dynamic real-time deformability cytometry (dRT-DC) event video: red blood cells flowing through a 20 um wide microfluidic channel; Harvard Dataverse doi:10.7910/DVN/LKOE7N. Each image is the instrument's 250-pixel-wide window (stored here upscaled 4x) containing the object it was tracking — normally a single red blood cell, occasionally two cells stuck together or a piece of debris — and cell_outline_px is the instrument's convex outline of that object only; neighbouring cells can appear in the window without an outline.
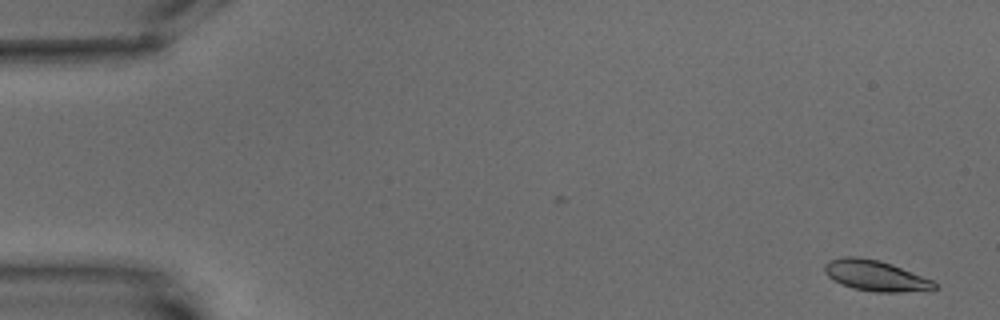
{"species": "common noctule bat (a hibernating species)", "species_latin": "Nyctalus noctula", "temperature_condition": "warm", "stored_images_in_passage": 5, "camera_frame_rate_fps": 3000, "um_per_image_px": 0.085, "animal": {"sex": "male", "body_mass_g": 15.6}, "frame": {"image": 1, "passage_image": 1, "time_ms": 0.0, "image_size_px": [1000, 320], "cell_outline_px": [[940, 288], [932, 292], [876, 292], [852, 288], [840, 284], [832, 280], [824, 272], [824, 264], [828, 260], [844, 256], [860, 256], [880, 260], [892, 264], [932, 280], [940, 284]], "centroid_in_image_um": [74.48, 23.45], "position_along_channel_um": 10.5, "area_um2": 20.35}}